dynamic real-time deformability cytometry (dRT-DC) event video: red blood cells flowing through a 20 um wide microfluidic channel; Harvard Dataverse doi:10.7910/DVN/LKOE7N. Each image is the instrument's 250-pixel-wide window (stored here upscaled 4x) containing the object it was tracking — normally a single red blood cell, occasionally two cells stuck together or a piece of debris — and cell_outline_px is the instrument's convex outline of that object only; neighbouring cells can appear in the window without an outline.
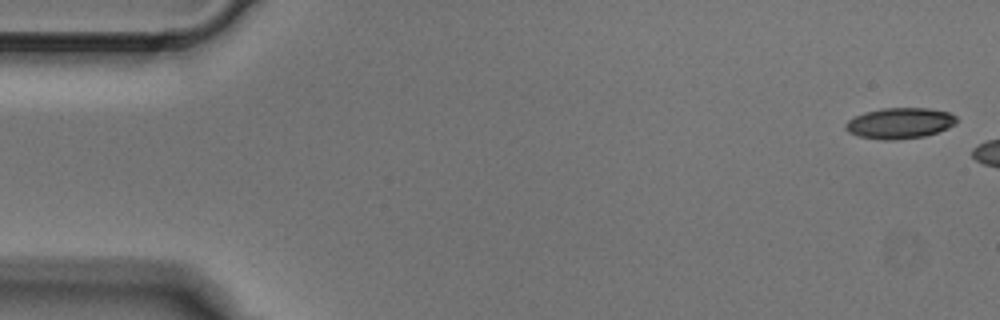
{"species": "Egyptian fruit bat (a non-hibernating species)", "species_latin": "Rousettus aegyptiacus", "temperature_condition": "cold", "stored_images_in_passage": 2, "camera_frame_rate_fps": 3000, "um_per_image_px": 0.085, "animal": {"sex": "male"}, "frame": {"image": 1, "passage_image": 1, "time_ms": 0.0, "image_size_px": [1000, 320], "cell_outline_px": [[956, 124], [948, 128], [924, 136], [896, 140], [880, 140], [860, 136], [848, 132], [844, 128], [844, 124], [852, 116], [864, 112], [880, 108], [928, 108], [948, 112], [956, 116]], "centroid_in_image_um": [76.43, 10.46], "position_along_channel_um": 8.6, "area_um2": 20.11}}